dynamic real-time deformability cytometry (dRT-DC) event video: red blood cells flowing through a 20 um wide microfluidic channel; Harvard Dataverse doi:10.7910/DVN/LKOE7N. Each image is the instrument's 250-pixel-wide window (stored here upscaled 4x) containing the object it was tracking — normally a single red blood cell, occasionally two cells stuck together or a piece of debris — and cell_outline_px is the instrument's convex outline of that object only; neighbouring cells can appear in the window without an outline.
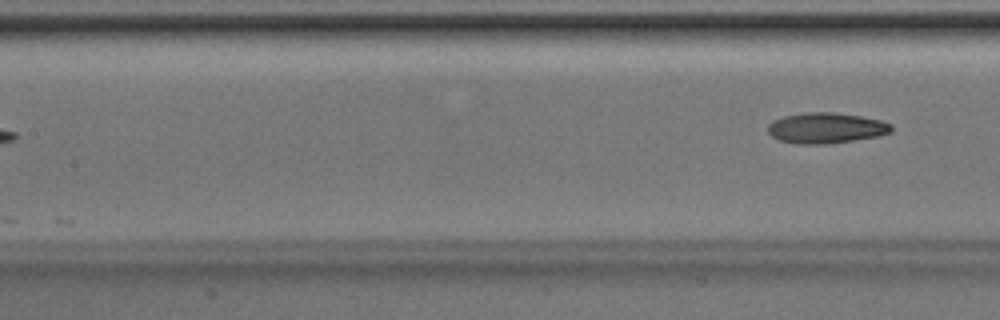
{"species": "Egyptian fruit bat (a non-hibernating species)", "species_latin": "Rousettus aegyptiacus", "temperature_condition": "room temperature", "stored_images_in_passage": 5, "camera_frame_rate_fps": 3000, "um_per_image_px": 0.085, "animal": {"sex": "male"}, "frame": {"image": 1, "passage_image": 5, "time_ms": 1.333, "image_size_px": [1000, 320], "cell_outline_px": [[892, 132], [876, 136], [828, 144], [796, 144], [780, 140], [772, 136], [768, 132], [768, 124], [772, 120], [784, 116], [808, 112], [832, 112], [860, 116], [880, 120], [892, 124]], "centroid_in_image_um": [70.19, 10.88], "position_along_channel_um": 137.2, "area_um2": 21.96}}